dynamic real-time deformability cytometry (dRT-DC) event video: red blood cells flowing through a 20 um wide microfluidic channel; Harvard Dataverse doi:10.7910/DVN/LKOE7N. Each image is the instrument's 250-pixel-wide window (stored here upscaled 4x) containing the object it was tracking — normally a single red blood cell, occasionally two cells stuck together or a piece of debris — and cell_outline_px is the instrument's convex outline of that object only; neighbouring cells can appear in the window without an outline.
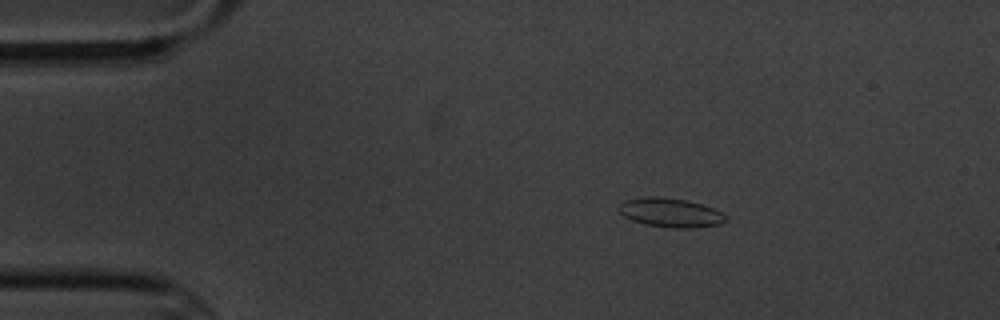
{"species": "common noctule bat (a hibernating species)", "species_latin": "Nyctalus noctula", "temperature_condition": "cold", "stored_images_in_passage": 5, "camera_frame_rate_fps": 3000, "um_per_image_px": 0.085, "animal": {"sex": "male", "body_mass_g": 20.1, "forearm_length_mm": 53.5}, "frame": {"image": 1, "passage_image": 3, "time_ms": 3.0, "image_size_px": [1000, 320], "cell_outline_px": [[728, 220], [720, 224], [692, 228], [672, 228], [644, 224], [632, 220], [624, 216], [620, 212], [620, 204], [624, 200], [648, 196], [656, 196], [684, 200], [700, 204], [712, 208], [728, 216]], "centroid_in_image_um": [57.0, 18.08], "position_along_channel_um": 28.0, "area_um2": 17.98}}